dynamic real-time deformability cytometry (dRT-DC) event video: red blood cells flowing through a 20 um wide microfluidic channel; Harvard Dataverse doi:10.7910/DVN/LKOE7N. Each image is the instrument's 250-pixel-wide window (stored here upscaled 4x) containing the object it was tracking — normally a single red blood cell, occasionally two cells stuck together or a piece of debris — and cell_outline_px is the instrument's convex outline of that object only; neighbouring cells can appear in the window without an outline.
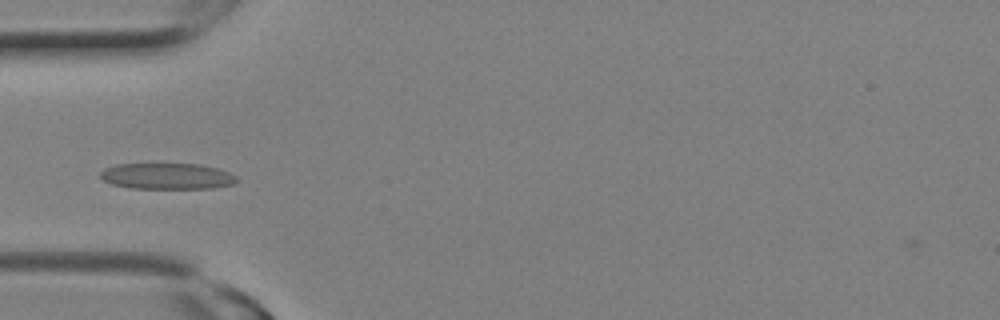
{"species": "Egyptian fruit bat (a non-hibernating species)", "species_latin": "Rousettus aegyptiacus", "temperature_condition": "room temperature", "stored_images_in_passage": 2, "camera_frame_rate_fps": 3000, "um_per_image_px": 0.085, "animal": {"sex": "female"}, "frame": {"image": 1, "passage_image": 1, "time_ms": 0.0, "image_size_px": [1000, 320], "cell_outline_px": [[240, 180], [232, 184], [212, 188], [132, 188], [112, 184], [104, 180], [100, 176], [100, 172], [104, 168], [116, 164], [200, 164], [216, 168], [228, 172], [236, 176]], "centroid_in_image_um": [14.2, 14.97], "position_along_channel_um": 70.8, "area_um2": 20.63}}